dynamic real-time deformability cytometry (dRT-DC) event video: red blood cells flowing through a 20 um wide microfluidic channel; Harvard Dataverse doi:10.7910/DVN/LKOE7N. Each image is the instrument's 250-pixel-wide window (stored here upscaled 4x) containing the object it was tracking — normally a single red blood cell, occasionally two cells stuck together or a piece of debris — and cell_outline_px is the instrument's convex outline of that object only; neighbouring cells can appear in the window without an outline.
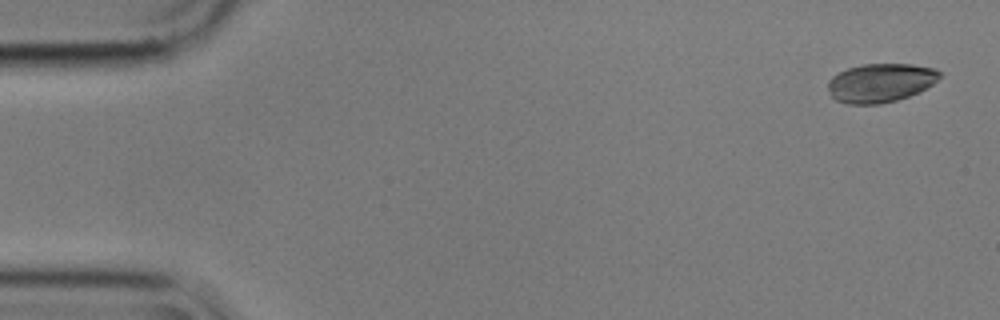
{"species": "common noctule bat (a hibernating species)", "species_latin": "Nyctalus noctula", "temperature_condition": "cold", "stored_images_in_passage": 55, "camera_frame_rate_fps": 3000, "um_per_image_px": 0.085, "animal": {"sex": "male", "body_mass_g": 17.9}, "frame": {"image": 1, "passage_image": 1, "time_ms": 0.0, "image_size_px": [1000, 320], "cell_outline_px": [[940, 76], [932, 84], [908, 96], [896, 100], [880, 104], [848, 104], [836, 100], [828, 92], [828, 80], [832, 76], [848, 68], [860, 64], [912, 64], [936, 68], [940, 72]], "centroid_in_image_um": [74.81, 7.03], "position_along_channel_um": 10.2, "area_um2": 25.14}}
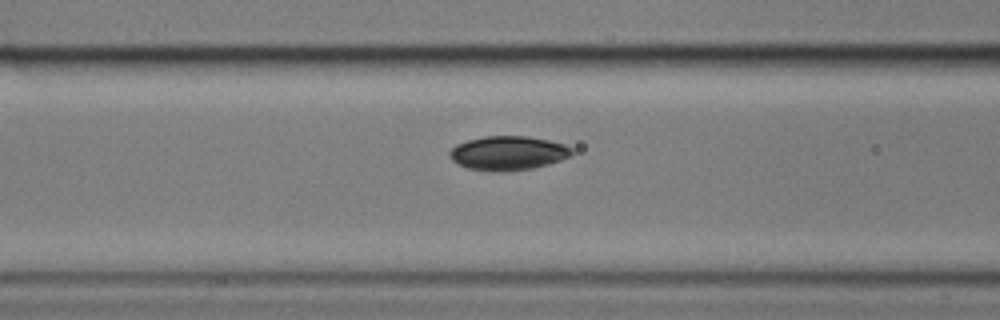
{"frame": {"image": 2, "passage_image": 21, "time_ms": 6.667, "image_size_px": [1000, 320], "cell_outline_px": [[572, 156], [548, 164], [532, 168], [504, 172], [488, 172], [468, 168], [452, 160], [448, 152], [456, 144], [468, 140], [484, 136], [528, 136], [548, 140], [564, 144], [572, 148]], "centroid_in_image_um": [43.18, 13.02], "position_along_channel_um": 123.4, "area_um2": 24.39}}
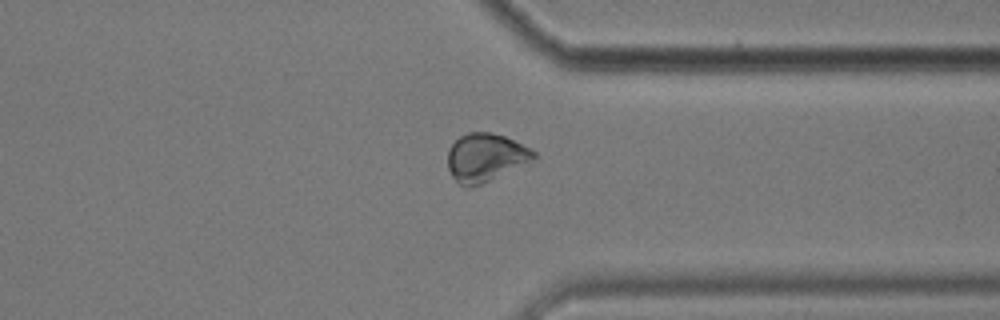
{"frame": {"image": 3, "passage_image": 42, "time_ms": 13.667, "image_size_px": [1000, 320], "cell_outline_px": [[536, 156], [480, 184], [468, 188], [464, 188], [452, 176], [448, 168], [448, 148], [460, 136], [468, 132], [488, 132], [504, 136], [532, 148], [536, 152]], "centroid_in_image_um": [41.19, 13.35], "position_along_channel_um": 370.2, "area_um2": 23.41}, "authors_computed_cell_mechanics": {"area_um2": 24.5072, "velocity_mm_per_s": 3.5413, "shape_relaxation_time_tau1_ms": 3.5822, "shape_relaxation_time_tau2_ms": 5.1196, "deformation_change_tau1": 0.0959, "deformation_change_tau2": 0.0728}}